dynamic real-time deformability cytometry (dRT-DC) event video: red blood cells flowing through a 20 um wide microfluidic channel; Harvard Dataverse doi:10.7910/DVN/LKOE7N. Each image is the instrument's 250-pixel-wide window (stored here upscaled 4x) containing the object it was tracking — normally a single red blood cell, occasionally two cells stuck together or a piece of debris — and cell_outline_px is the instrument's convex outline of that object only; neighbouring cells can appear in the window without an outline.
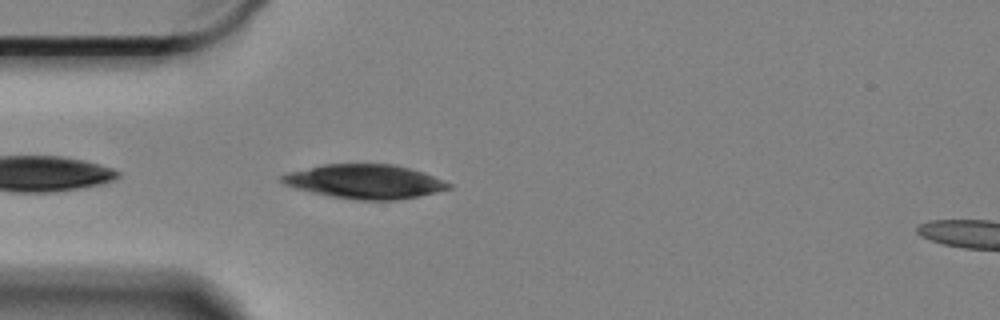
{"species": "Egyptian fruit bat (a non-hibernating species)", "species_latin": "Rousettus aegyptiacus", "temperature_condition": "cold", "stored_images_in_passage": 45, "camera_frame_rate_fps": 3000, "um_per_image_px": 0.085, "animal": {"sex": "female"}, "frame": {"image": 1, "passage_image": 2, "time_ms": 0.333, "image_size_px": [1000, 320], "cell_outline_px": [[452, 188], [416, 196], [396, 200], [356, 200], [328, 196], [296, 188], [284, 184], [280, 180], [280, 176], [288, 172], [324, 164], [392, 164], [424, 172], [452, 184]], "centroid_in_image_um": [30.99, 15.43], "position_along_channel_um": 54.0, "area_um2": 33.0}}
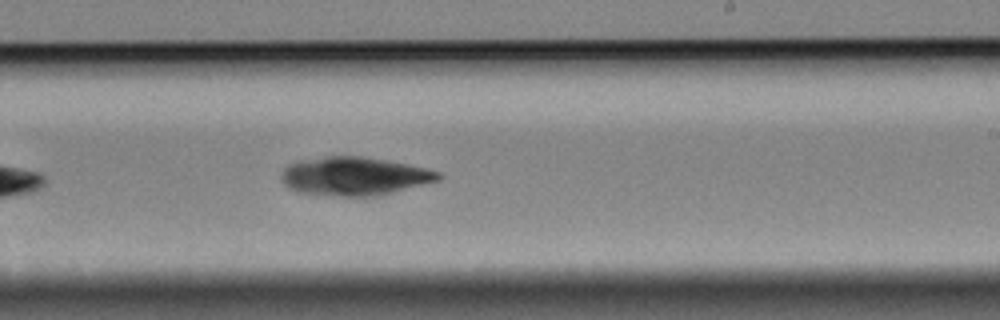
{"frame": {"image": 2, "passage_image": 21, "time_ms": 6.667, "image_size_px": [1000, 320], "cell_outline_px": [[444, 176], [440, 180], [376, 196], [340, 196], [296, 192], [288, 188], [284, 184], [280, 176], [284, 168], [288, 164], [300, 160], [328, 156], [360, 156], [408, 164], [428, 168], [440, 172]], "centroid_in_image_um": [30.11, 14.97], "position_along_channel_um": 258.9, "area_um2": 35.2}}
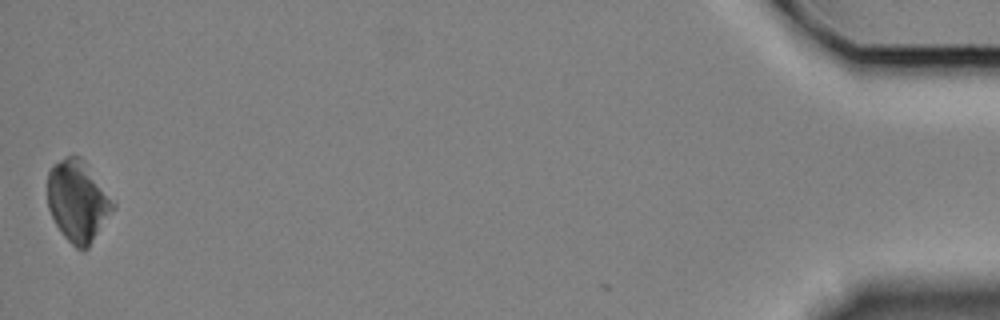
{"frame": {"image": 3, "passage_image": 45, "time_ms": 14.667, "image_size_px": [1000, 320], "cell_outline_px": [[116, 208], [88, 248], [84, 252], [76, 248], [64, 236], [56, 224], [48, 208], [48, 172], [52, 164], [68, 156], [80, 156], [84, 160], [116, 204]], "centroid_in_image_um": [6.63, 17.11], "position_along_channel_um": 428.6, "area_um2": 31.04}}